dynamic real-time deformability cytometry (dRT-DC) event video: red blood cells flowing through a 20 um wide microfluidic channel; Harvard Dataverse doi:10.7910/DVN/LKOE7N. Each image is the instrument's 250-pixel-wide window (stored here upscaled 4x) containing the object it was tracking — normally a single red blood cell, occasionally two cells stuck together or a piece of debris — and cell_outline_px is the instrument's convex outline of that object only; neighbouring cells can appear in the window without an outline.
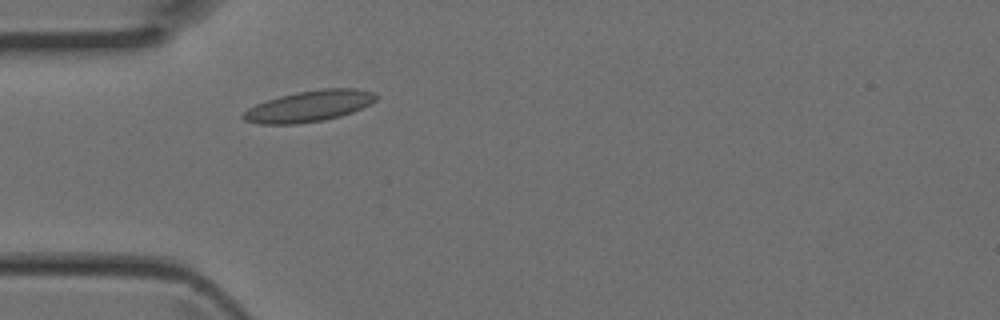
{"species": "Egyptian fruit bat (a non-hibernating species)", "species_latin": "Rousettus aegyptiacus", "temperature_condition": "room temperature", "stored_images_in_passage": 39, "camera_frame_rate_fps": 3000, "um_per_image_px": 0.085, "animal": {"sex": "female"}, "frame": {"image": 1, "passage_image": 7, "time_ms": 2.0, "image_size_px": [1000, 320], "cell_outline_px": [[380, 96], [376, 100], [352, 112], [340, 116], [324, 120], [296, 124], [260, 124], [244, 120], [240, 116], [248, 108], [256, 104], [280, 96], [296, 92], [320, 88], [356, 88], [376, 92]], "centroid_in_image_um": [26.29, 9.01], "position_along_channel_um": 58.7, "area_um2": 24.16}}
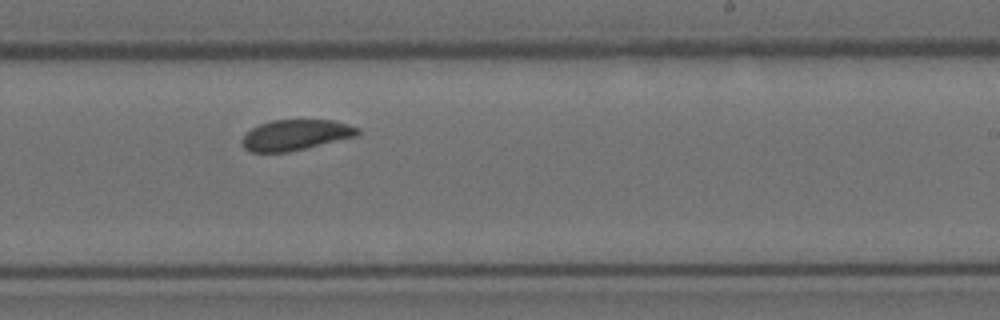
{"frame": {"image": 2, "passage_image": 21, "time_ms": 6.667, "image_size_px": [1000, 320], "cell_outline_px": [[360, 132], [356, 136], [288, 152], [252, 152], [244, 148], [244, 136], [252, 128], [260, 124], [272, 120], [336, 120], [360, 128]], "centroid_in_image_um": [25.17, 11.46], "position_along_channel_um": 263.8, "area_um2": 20.35}}
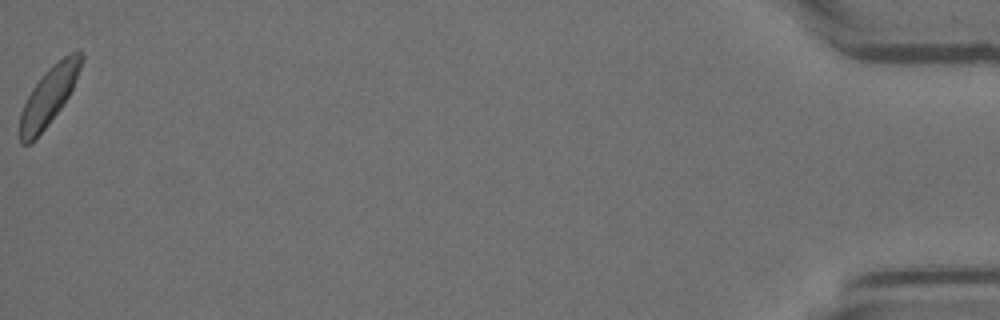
{"frame": {"image": 3, "passage_image": 39, "time_ms": 12.667, "image_size_px": [1000, 320], "cell_outline_px": [[84, 60], [72, 88], [68, 96], [60, 108], [48, 124], [28, 144], [20, 144], [20, 112], [32, 88], [44, 72], [52, 64], [68, 52], [76, 48], [84, 56]], "centroid_in_image_um": [4.17, 8.07], "position_along_channel_um": 431.0, "area_um2": 20.58}}